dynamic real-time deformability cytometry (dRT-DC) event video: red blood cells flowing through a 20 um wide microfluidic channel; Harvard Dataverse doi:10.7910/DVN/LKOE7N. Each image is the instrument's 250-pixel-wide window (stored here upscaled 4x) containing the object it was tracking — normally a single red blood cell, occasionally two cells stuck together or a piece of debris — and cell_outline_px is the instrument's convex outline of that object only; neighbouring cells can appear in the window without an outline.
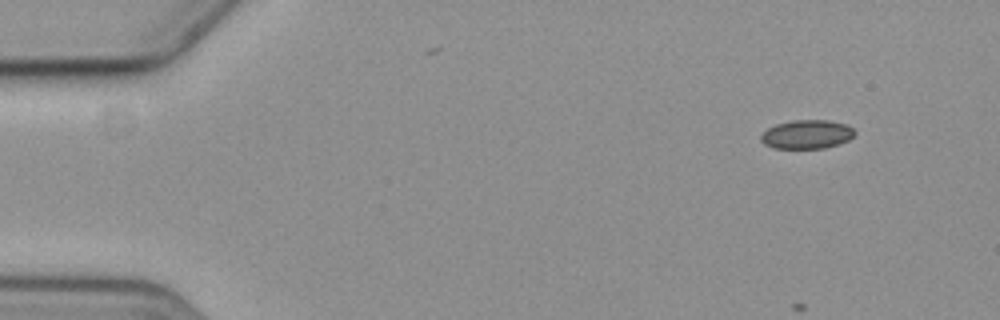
{"species": "common noctule bat (a hibernating species)", "species_latin": "Nyctalus noctula", "temperature_condition": "cold", "stored_images_in_passage": 5, "camera_frame_rate_fps": 3000, "um_per_image_px": 0.085, "animal": {"sex": "female", "body_mass_g": 19.3, "forearm_length_mm": 54.1}, "frame": {"image": 1, "passage_image": 1, "time_ms": 0.0, "image_size_px": [1000, 320], "cell_outline_px": [[856, 132], [848, 140], [840, 144], [824, 148], [772, 148], [764, 144], [760, 140], [760, 136], [768, 128], [776, 124], [792, 120], [828, 120], [848, 124]], "centroid_in_image_um": [68.59, 11.42], "position_along_channel_um": 16.4, "area_um2": 15.84}}
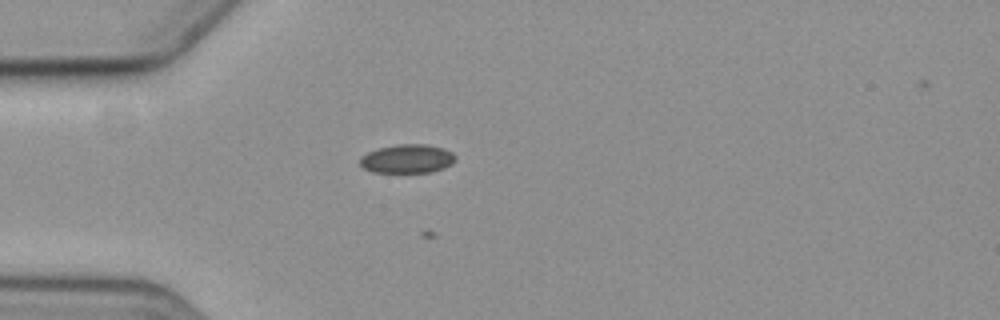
{"frame": {"image": 2, "passage_image": 4, "time_ms": 3.667, "image_size_px": [1000, 320], "cell_outline_px": [[456, 160], [452, 164], [444, 168], [432, 172], [372, 172], [364, 168], [360, 164], [360, 156], [368, 152], [380, 148], [400, 144], [424, 144], [444, 148], [452, 152], [456, 156]], "centroid_in_image_um": [34.65, 13.5], "position_along_channel_um": 50.4, "area_um2": 16.01}}